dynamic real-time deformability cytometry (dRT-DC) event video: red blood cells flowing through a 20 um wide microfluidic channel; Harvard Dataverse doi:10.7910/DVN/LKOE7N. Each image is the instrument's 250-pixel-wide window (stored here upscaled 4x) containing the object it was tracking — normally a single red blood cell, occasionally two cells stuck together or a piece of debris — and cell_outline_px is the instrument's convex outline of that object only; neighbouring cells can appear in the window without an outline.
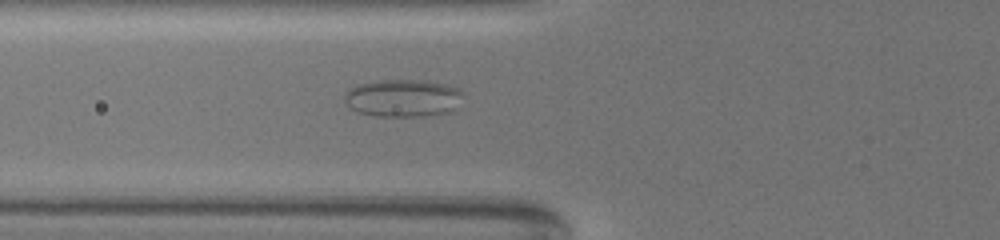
{"species": "common noctule bat (a hibernating species)", "species_latin": "Nyctalus noctula", "temperature_condition": "warm", "stored_images_in_passage": 78, "camera_frame_rate_fps": 3000, "um_per_image_px": 0.085, "animal": {"sex": "female", "body_mass_g": 19.5, "forearm_length_mm": 54.1}, "frame": {"image": 1, "passage_image": 34, "time_ms": 11.0, "image_size_px": [1000, 240], "cell_outline_px": [[460, 92], [456, 112], [424, 116], [376, 116], [356, 112], [344, 100], [344, 96], [348, 88], [356, 84], [380, 80], [428, 80], [444, 84], [456, 88]], "centroid_in_image_um": [34.22, 8.34], "position_along_channel_um": 91.6, "area_um2": 26.07}}
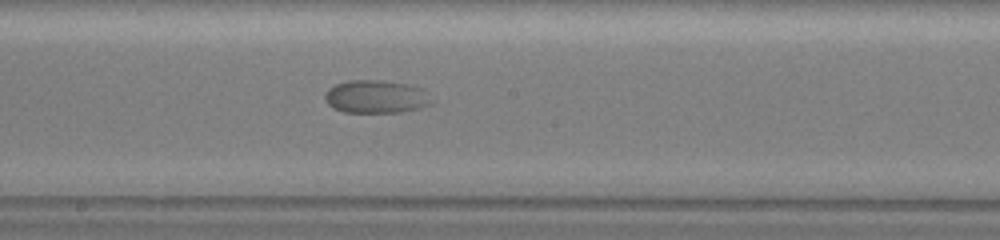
{"frame": {"image": 2, "passage_image": 47, "time_ms": 15.333, "image_size_px": [1000, 240], "cell_outline_px": [[428, 104], [420, 108], [400, 112], [344, 112], [328, 104], [324, 96], [328, 88], [336, 84], [348, 80], [380, 80], [404, 84], [420, 88]], "centroid_in_image_um": [31.84, 8.22], "position_along_channel_um": 216.4, "area_um2": 19.77}}
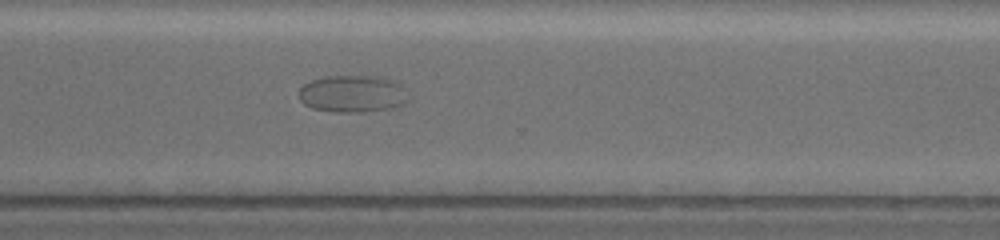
{"frame": {"image": 3, "passage_image": 60, "time_ms": 19.667, "image_size_px": [1000, 240], "cell_outline_px": [[404, 100], [400, 104], [392, 108], [360, 112], [336, 112], [312, 108], [304, 104], [300, 100], [300, 88], [304, 84], [312, 80], [328, 76], [384, 76], [400, 84]], "centroid_in_image_um": [29.89, 7.96], "position_along_channel_um": 340.7, "area_um2": 23.18}}